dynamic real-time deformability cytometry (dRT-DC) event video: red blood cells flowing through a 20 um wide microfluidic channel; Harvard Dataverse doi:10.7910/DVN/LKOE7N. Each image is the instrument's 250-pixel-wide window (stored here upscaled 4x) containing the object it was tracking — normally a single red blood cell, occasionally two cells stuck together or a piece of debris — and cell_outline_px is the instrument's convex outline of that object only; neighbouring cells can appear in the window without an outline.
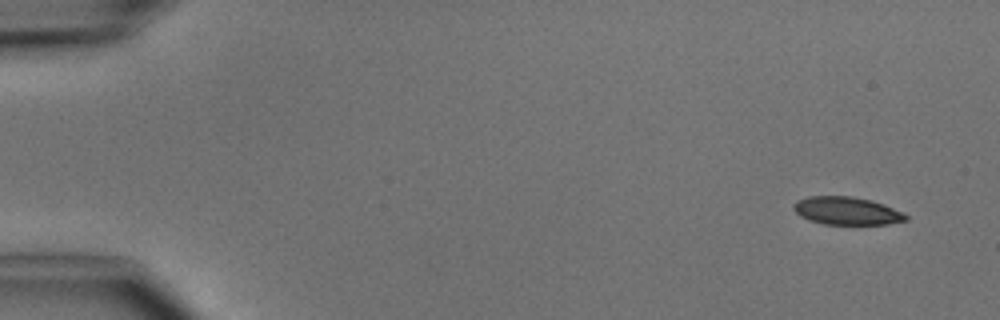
{"species": "common noctule bat (a hibernating species)", "species_latin": "Nyctalus noctula", "temperature_condition": "cold", "stored_images_in_passage": 4, "camera_frame_rate_fps": 3000, "um_per_image_px": 0.085, "animal": {"sex": "male", "body_mass_g": 15.6}, "frame": {"image": 1, "passage_image": 1, "time_ms": 0.0, "image_size_px": [1000, 320], "cell_outline_px": [[908, 220], [888, 224], [824, 224], [808, 220], [800, 216], [792, 208], [792, 204], [796, 200], [808, 196], [852, 196], [872, 200], [884, 204], [908, 216]], "centroid_in_image_um": [71.93, 17.91], "position_along_channel_um": 13.1, "area_um2": 18.32}}
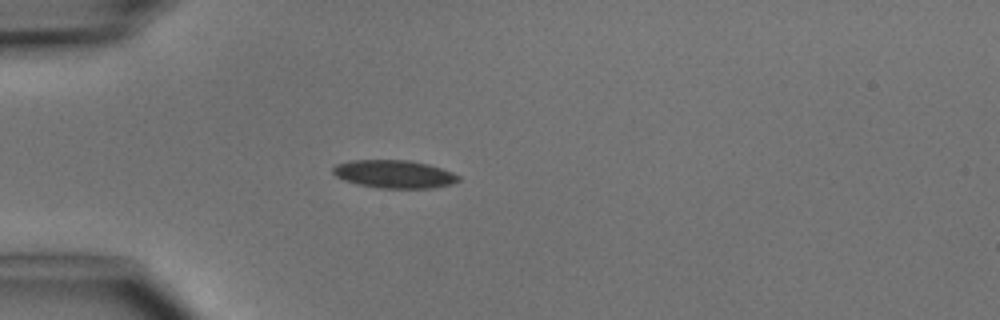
{"frame": {"image": 2, "passage_image": 4, "time_ms": 3.667, "image_size_px": [1000, 320], "cell_outline_px": [[460, 180], [452, 184], [432, 188], [380, 188], [356, 184], [344, 180], [336, 176], [332, 172], [332, 168], [336, 164], [352, 160], [408, 160], [428, 164], [452, 172], [460, 176]], "centroid_in_image_um": [33.5, 14.8], "position_along_channel_um": 51.5, "area_um2": 20.52}}